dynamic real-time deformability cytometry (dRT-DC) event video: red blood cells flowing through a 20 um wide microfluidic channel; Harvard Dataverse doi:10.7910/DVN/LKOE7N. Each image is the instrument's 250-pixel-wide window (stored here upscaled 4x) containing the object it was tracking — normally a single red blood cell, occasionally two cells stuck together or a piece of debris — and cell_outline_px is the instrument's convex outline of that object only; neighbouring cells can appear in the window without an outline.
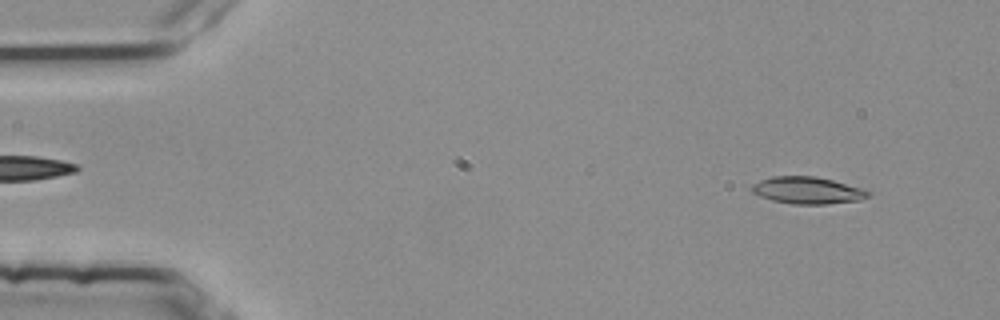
{"species": "common noctule bat (a hibernating species)", "species_latin": "Nyctalus noctula", "temperature_condition": "room temperature", "stored_images_in_passage": 53, "camera_frame_rate_fps": 3000, "um_per_image_px": 0.085, "animal": {"sex": "female", "body_mass_g": 25.1}, "frame": {"image": 1, "passage_image": 4, "time_ms": 1.0, "image_size_px": [1000, 320], "cell_outline_px": [[872, 192], [868, 196], [860, 200], [824, 204], [792, 204], [772, 200], [760, 196], [752, 192], [752, 184], [760, 180], [772, 176], [816, 176], [864, 188]], "centroid_in_image_um": [68.65, 16.17], "position_along_channel_um": 16.4, "area_um2": 18.32}}
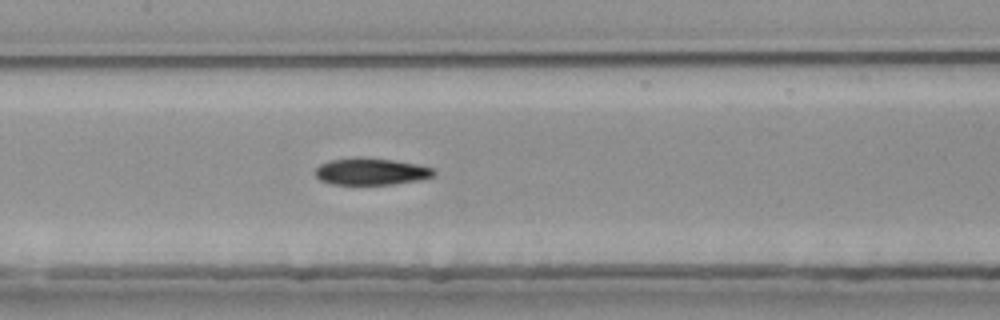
{"frame": {"image": 2, "passage_image": 25, "time_ms": 8.0, "image_size_px": [1000, 320], "cell_outline_px": [[436, 172], [432, 176], [416, 180], [392, 184], [332, 184], [320, 180], [316, 176], [316, 168], [320, 164], [328, 160], [352, 156], [364, 156], [392, 160], [416, 164], [432, 168]], "centroid_in_image_um": [31.47, 14.55], "position_along_channel_um": 175.9, "area_um2": 18.61}}
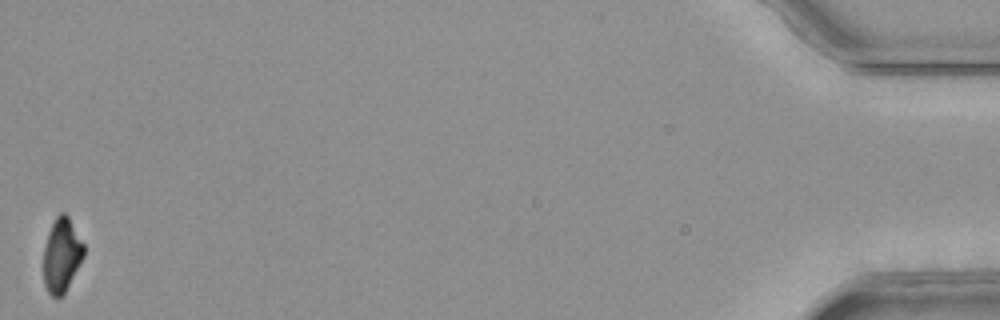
{"frame": {"image": 3, "passage_image": 53, "time_ms": 17.333, "image_size_px": [1000, 320], "cell_outline_px": [[84, 256], [64, 296], [52, 296], [48, 292], [44, 284], [44, 248], [48, 232], [56, 216], [60, 212], [64, 212], [68, 216], [84, 244]], "centroid_in_image_um": [5.25, 21.7], "position_along_channel_um": 429.9, "area_um2": 17.4}, "authors_computed_cell_mechanics": {"area_um2": 18.9006, "velocity_mm_per_s": 3.7949, "shape_relaxation_time_tau1_ms": 6.9891, "shape_relaxation_time_tau2_ms": 5.5345, "deformation_change_tau1": 0.2017, "deformation_change_tau2": 0.1222}}